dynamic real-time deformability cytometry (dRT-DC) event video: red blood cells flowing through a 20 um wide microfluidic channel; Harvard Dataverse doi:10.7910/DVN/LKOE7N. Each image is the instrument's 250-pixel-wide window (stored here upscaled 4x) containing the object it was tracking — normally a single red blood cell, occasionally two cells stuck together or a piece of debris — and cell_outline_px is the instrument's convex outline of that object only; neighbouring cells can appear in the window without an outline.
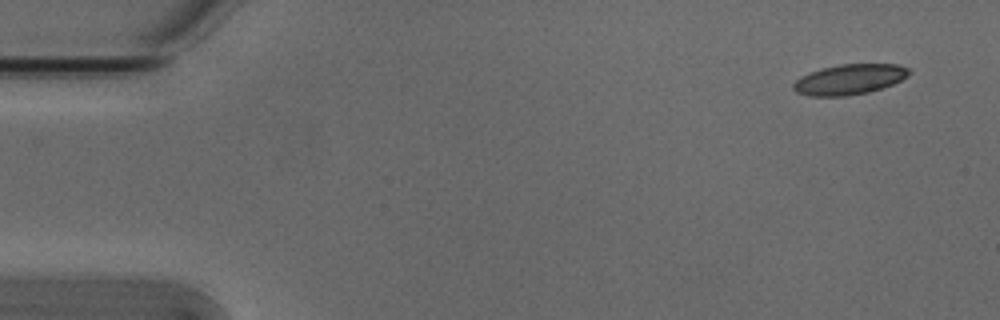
{"species": "Egyptian fruit bat (a non-hibernating species)", "species_latin": "Rousettus aegyptiacus", "temperature_condition": "cold", "stored_images_in_passage": 4, "camera_frame_rate_fps": 3000, "um_per_image_px": 0.085, "animal": {"sex": "male"}, "frame": {"image": 1, "passage_image": 1, "time_ms": 0.0, "image_size_px": [1000, 320], "cell_outline_px": [[912, 72], [908, 76], [892, 84], [868, 92], [844, 96], [808, 96], [796, 92], [792, 88], [792, 84], [800, 76], [824, 68], [840, 64], [896, 64], [908, 68]], "centroid_in_image_um": [72.19, 6.75], "position_along_channel_um": 12.8, "area_um2": 20.29}}
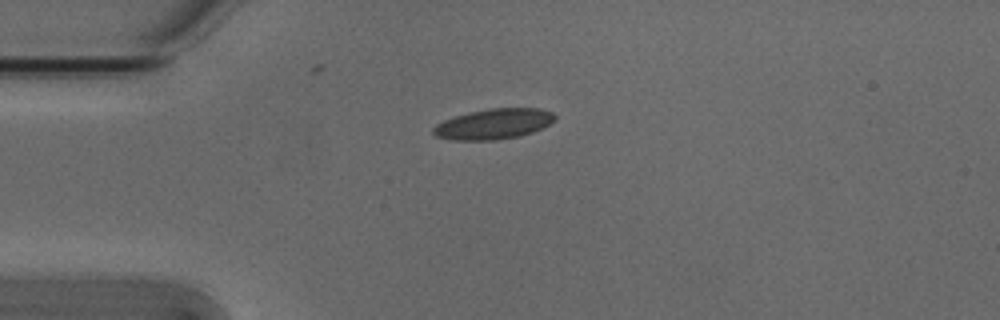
{"frame": {"image": 2, "passage_image": 4, "time_ms": 1.0, "image_size_px": [1000, 320], "cell_outline_px": [[556, 120], [532, 132], [520, 136], [496, 140], [448, 140], [436, 136], [432, 132], [432, 128], [436, 124], [444, 120], [468, 112], [492, 108], [540, 108], [552, 112], [556, 116]], "centroid_in_image_um": [41.94, 10.54], "position_along_channel_um": 43.1, "area_um2": 21.62}}